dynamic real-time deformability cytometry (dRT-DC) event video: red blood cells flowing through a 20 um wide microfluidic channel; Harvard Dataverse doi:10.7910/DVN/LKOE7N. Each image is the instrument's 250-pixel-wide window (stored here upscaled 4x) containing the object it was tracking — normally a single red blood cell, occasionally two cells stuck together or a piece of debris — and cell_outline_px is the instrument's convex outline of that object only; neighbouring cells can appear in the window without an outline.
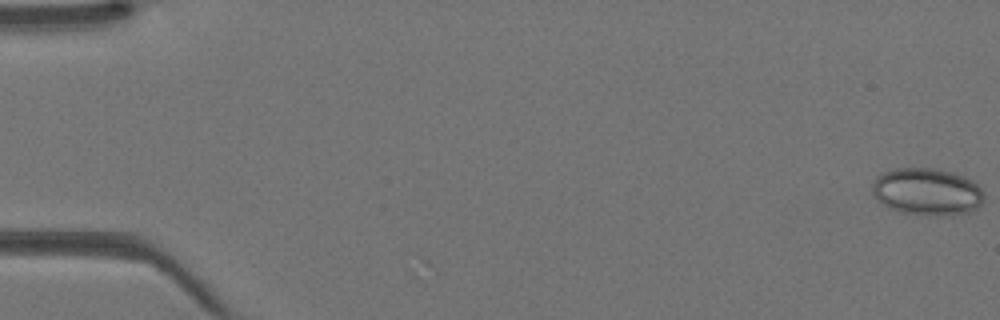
{"species": "Egyptian fruit bat (a non-hibernating species)", "species_latin": "Rousettus aegyptiacus", "temperature_condition": "warm", "stored_images_in_passage": 44, "camera_frame_rate_fps": 3000, "um_per_image_px": 0.085, "animal": {"sex": "female"}, "frame": {"image": 1, "passage_image": 1, "time_ms": 0.0, "image_size_px": [1000, 320], "cell_outline_px": [[984, 200], [976, 208], [968, 212], [952, 216], [936, 216], [900, 212], [888, 208], [880, 204], [872, 196], [872, 180], [876, 176], [884, 172], [896, 168], [932, 168], [948, 172], [972, 180], [984, 192]], "centroid_in_image_um": [78.74, 16.32], "position_along_channel_um": 6.3, "area_um2": 31.04}}
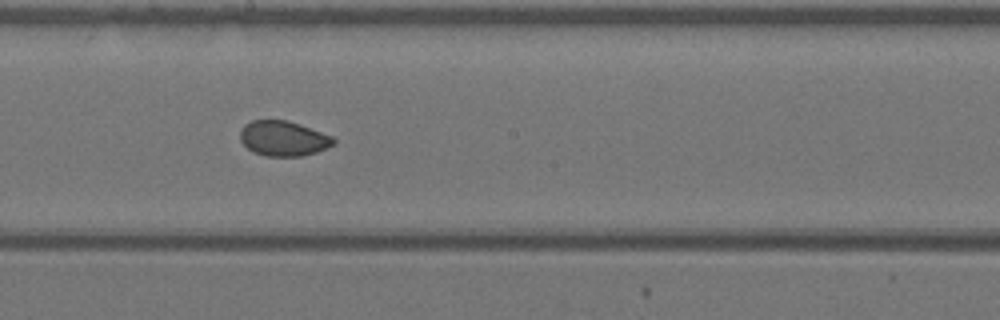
{"frame": {"image": 2, "passage_image": 25, "time_ms": 8.0, "image_size_px": [1000, 320], "cell_outline_px": [[336, 144], [316, 152], [304, 156], [264, 156], [252, 152], [240, 140], [240, 128], [244, 124], [252, 120], [288, 120], [300, 124], [332, 136], [336, 140]], "centroid_in_image_um": [24.08, 11.77], "position_along_channel_um": 224.1, "area_um2": 19.31}}
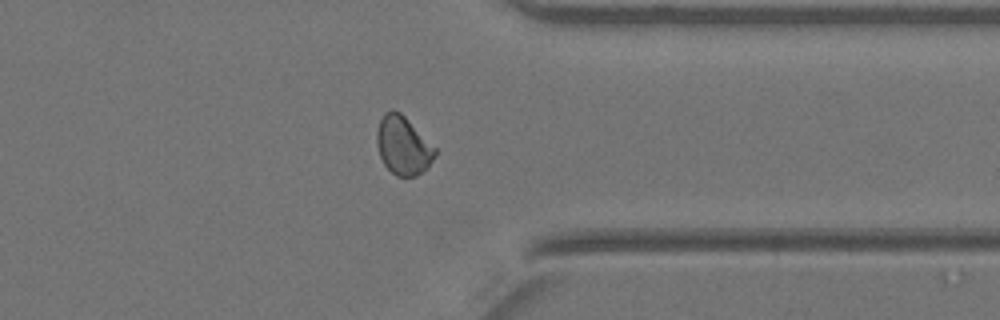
{"frame": {"image": 3, "passage_image": 35, "time_ms": 11.333, "image_size_px": [1000, 320], "cell_outline_px": [[436, 156], [416, 176], [396, 176], [384, 164], [380, 156], [376, 144], [376, 132], [380, 120], [384, 112], [392, 108], [400, 112], [436, 148]], "centroid_in_image_um": [34.23, 12.34], "position_along_channel_um": 377.2, "area_um2": 19.59}}